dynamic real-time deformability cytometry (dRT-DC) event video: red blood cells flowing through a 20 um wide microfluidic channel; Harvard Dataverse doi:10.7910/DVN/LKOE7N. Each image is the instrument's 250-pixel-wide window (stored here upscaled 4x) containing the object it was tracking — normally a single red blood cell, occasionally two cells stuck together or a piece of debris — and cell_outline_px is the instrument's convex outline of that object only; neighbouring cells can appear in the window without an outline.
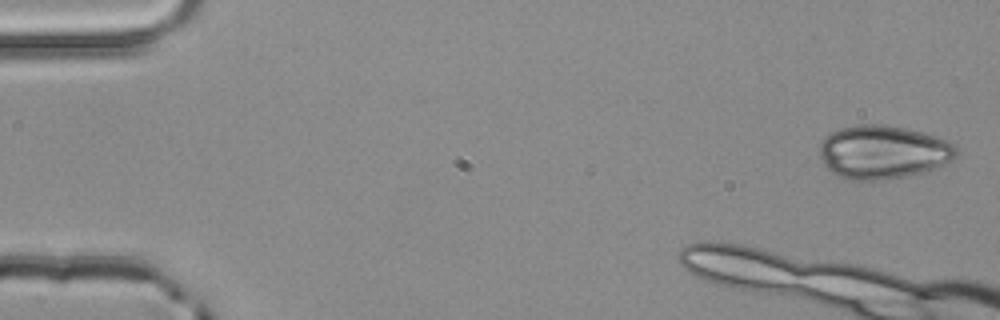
{"species": "common noctule bat (a hibernating species)", "species_latin": "Nyctalus noctula", "temperature_condition": "room temperature", "stored_images_in_passage": 3, "camera_frame_rate_fps": 3000, "um_per_image_px": 0.085, "animal": {"sex": "male", "body_mass_g": 20.4}, "frame": {"image": 1, "passage_image": 1, "time_ms": 0.0, "image_size_px": [1000, 320], "cell_outline_px": [[956, 156], [952, 160], [932, 168], [908, 176], [888, 180], [848, 180], [832, 172], [824, 164], [820, 156], [820, 144], [824, 136], [840, 128], [856, 124], [884, 124], [904, 128], [936, 136], [952, 144], [956, 148]], "centroid_in_image_um": [75.01, 12.92], "position_along_channel_um": 10.0, "area_um2": 42.43}}